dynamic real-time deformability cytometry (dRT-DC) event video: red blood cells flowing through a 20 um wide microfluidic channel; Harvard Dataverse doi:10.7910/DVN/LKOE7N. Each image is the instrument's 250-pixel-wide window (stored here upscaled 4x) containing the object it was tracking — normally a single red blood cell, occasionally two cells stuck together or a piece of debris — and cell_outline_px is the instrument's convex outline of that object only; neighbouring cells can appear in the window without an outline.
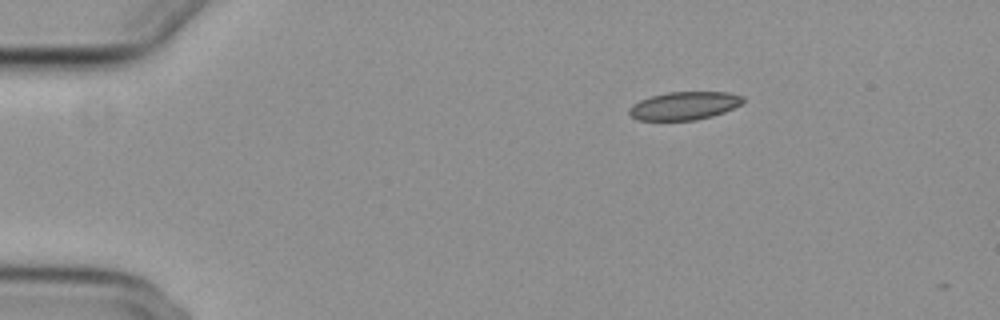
{"species": "common noctule bat (a hibernating species)", "species_latin": "Nyctalus noctula", "temperature_condition": "cold", "stored_images_in_passage": 4, "camera_frame_rate_fps": 3000, "um_per_image_px": 0.085, "animal": {"sex": "female", "body_mass_g": 29.2, "forearm_length_mm": 56.3}, "frame": {"image": 1, "passage_image": 1, "time_ms": 0.0, "image_size_px": [1000, 320], "cell_outline_px": [[744, 100], [740, 104], [724, 112], [712, 116], [696, 120], [636, 120], [628, 112], [628, 108], [632, 104], [640, 100], [652, 96], [668, 92], [728, 92], [744, 96]], "centroid_in_image_um": [58.15, 8.99], "position_along_channel_um": 26.9, "area_um2": 18.61}}